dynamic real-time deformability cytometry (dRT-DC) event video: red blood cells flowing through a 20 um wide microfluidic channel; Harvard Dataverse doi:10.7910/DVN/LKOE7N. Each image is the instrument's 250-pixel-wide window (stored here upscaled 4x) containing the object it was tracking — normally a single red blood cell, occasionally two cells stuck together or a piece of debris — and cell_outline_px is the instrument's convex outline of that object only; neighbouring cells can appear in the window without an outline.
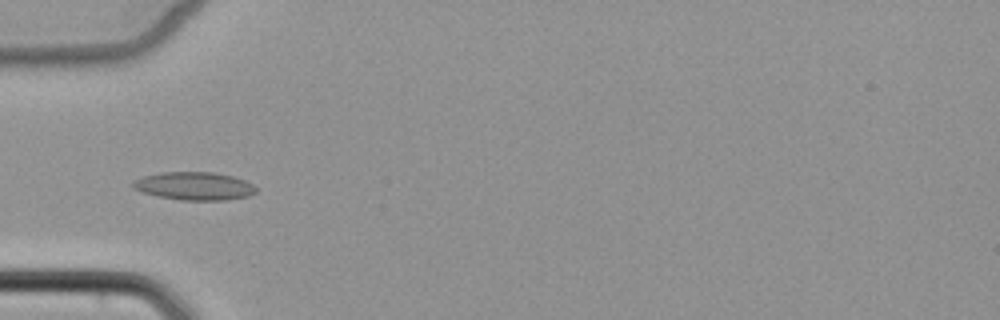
{"species": "common noctule bat (a hibernating species)", "species_latin": "Nyctalus noctula", "temperature_condition": "cold", "stored_images_in_passage": 7, "camera_frame_rate_fps": 3000, "um_per_image_px": 0.085, "animal": {"sex": "female", "body_mass_g": 22.7, "forearm_length_mm": 54.2}, "frame": {"image": 1, "passage_image": 4, "time_ms": 4.667, "image_size_px": [1000, 320], "cell_outline_px": [[256, 192], [248, 196], [228, 200], [180, 200], [140, 192], [132, 188], [132, 184], [136, 180], [144, 176], [160, 172], [216, 172], [232, 176], [244, 180], [252, 184], [256, 188]], "centroid_in_image_um": [16.52, 15.81], "position_along_channel_um": 68.5, "area_um2": 20.11}}
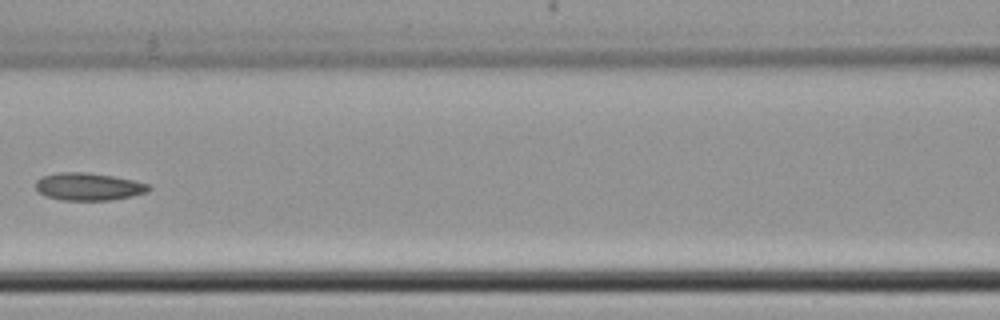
{"frame": {"image": 2, "passage_image": 6, "time_ms": 7.0, "image_size_px": [1000, 320], "cell_outline_px": [[152, 188], [148, 192], [132, 196], [108, 200], [60, 200], [44, 196], [36, 188], [36, 180], [44, 176], [60, 172], [88, 172], [112, 176], [132, 180], [148, 184]], "centroid_in_image_um": [7.52, 15.87], "position_along_channel_um": 159.1, "area_um2": 18.09}}
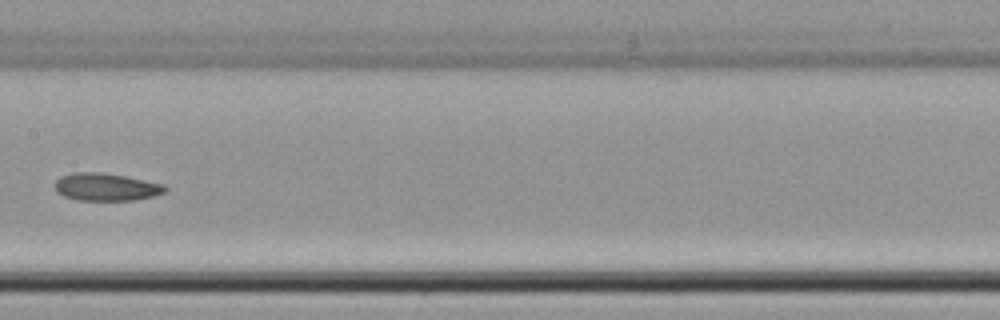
{"frame": {"image": 3, "passage_image": 7, "time_ms": 8.0, "image_size_px": [1000, 320], "cell_outline_px": [[168, 188], [164, 192], [152, 196], [132, 200], [76, 200], [64, 196], [56, 192], [52, 184], [60, 176], [72, 172], [100, 172], [124, 176], [164, 184]], "centroid_in_image_um": [8.94, 15.88], "position_along_channel_um": 198.5, "area_um2": 17.8}}